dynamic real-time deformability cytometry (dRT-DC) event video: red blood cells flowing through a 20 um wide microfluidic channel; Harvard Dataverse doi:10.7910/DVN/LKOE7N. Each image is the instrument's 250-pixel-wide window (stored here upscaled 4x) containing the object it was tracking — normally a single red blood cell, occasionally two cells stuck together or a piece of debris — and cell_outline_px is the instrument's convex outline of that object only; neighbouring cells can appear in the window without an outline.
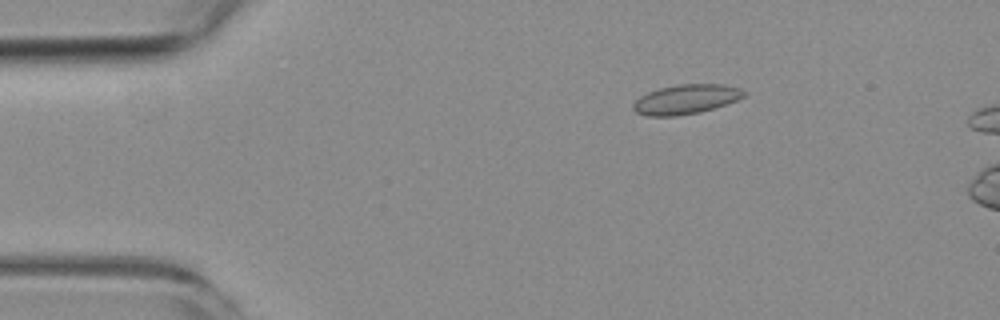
{"species": "common noctule bat (a hibernating species)", "species_latin": "Nyctalus noctula", "temperature_condition": "room temperature", "stored_images_in_passage": 4, "camera_frame_rate_fps": 3000, "um_per_image_px": 0.085, "animal": {"sex": "female", "body_mass_g": 19.3, "forearm_length_mm": 54.1}, "frame": {"image": 1, "passage_image": 2, "time_ms": 2.0, "image_size_px": [1000, 320], "cell_outline_px": [[748, 92], [744, 96], [736, 100], [700, 112], [676, 116], [648, 116], [636, 112], [632, 108], [632, 104], [640, 96], [648, 92], [660, 88], [676, 84], [724, 84], [740, 88]], "centroid_in_image_um": [58.29, 8.43], "position_along_channel_um": 26.7, "area_um2": 19.02}}